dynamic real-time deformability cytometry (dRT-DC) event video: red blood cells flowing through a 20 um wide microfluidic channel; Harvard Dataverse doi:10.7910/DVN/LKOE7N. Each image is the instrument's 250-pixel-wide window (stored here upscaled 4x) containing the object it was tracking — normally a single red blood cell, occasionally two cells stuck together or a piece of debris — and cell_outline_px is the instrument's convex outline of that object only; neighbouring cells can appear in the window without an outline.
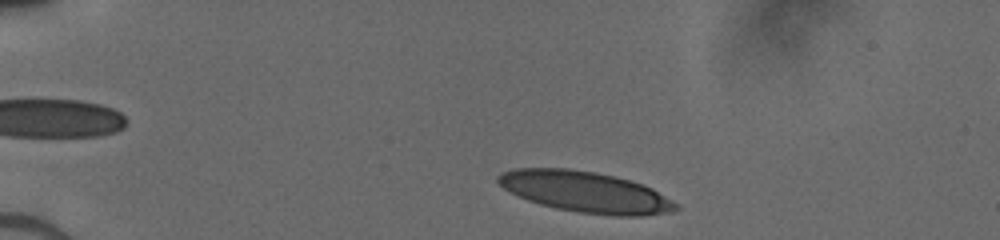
{"species": "human", "species_latin": "Homo sapiens", "temperature_condition": "cold", "stored_images_in_passage": 42, "camera_frame_rate_fps": 3000, "um_per_image_px": 0.085, "donor": {"sex": "male"}, "frame": {"image": 1, "passage_image": 3, "time_ms": 0.667, "image_size_px": [1000, 240], "cell_outline_px": [[680, 208], [668, 212], [640, 216], [612, 216], [580, 212], [556, 208], [540, 204], [528, 200], [504, 188], [496, 180], [496, 176], [504, 172], [516, 168], [568, 168], [596, 172], [616, 176], [652, 188], [680, 204]], "centroid_in_image_um": [49.79, 16.31], "position_along_channel_um": 35.2, "area_um2": 42.25}}
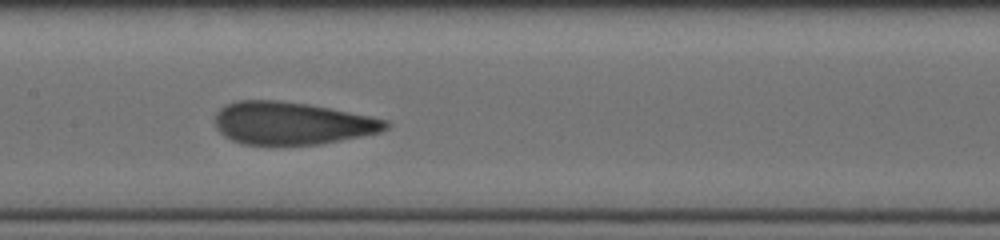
{"frame": {"image": 2, "passage_image": 19, "time_ms": 6.0, "image_size_px": [1000, 240], "cell_outline_px": [[392, 124], [388, 128], [380, 132], [320, 144], [244, 144], [232, 140], [224, 136], [216, 128], [216, 112], [220, 108], [228, 104], [240, 100], [280, 100], [308, 104], [388, 120]], "centroid_in_image_um": [24.8, 10.47], "position_along_channel_um": 182.6, "area_um2": 42.02}}
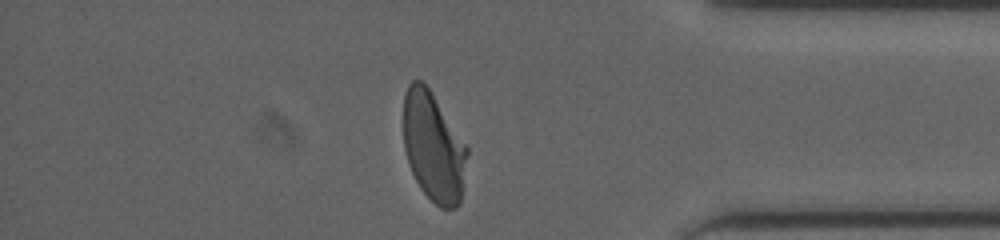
{"frame": {"image": 3, "passage_image": 36, "time_ms": 11.667, "image_size_px": [1000, 240], "cell_outline_px": [[468, 156], [460, 204], [456, 208], [440, 208], [420, 188], [408, 164], [404, 148], [404, 96], [408, 84], [412, 80], [420, 80], [428, 88], [468, 148]], "centroid_in_image_um": [36.84, 12.53], "position_along_channel_um": 398.4, "area_um2": 40.23}}